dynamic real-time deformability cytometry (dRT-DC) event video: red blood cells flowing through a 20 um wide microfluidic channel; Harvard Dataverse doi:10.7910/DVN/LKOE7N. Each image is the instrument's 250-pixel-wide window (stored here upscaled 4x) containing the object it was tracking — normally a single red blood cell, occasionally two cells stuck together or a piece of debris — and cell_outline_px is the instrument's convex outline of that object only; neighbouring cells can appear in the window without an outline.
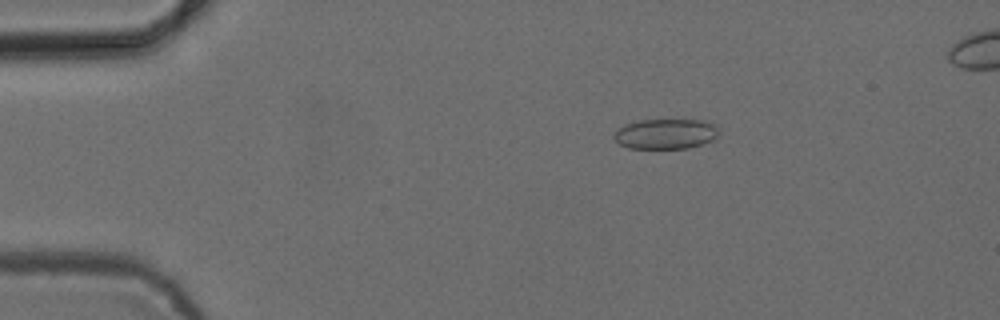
{"species": "common noctule bat (a hibernating species)", "species_latin": "Nyctalus noctula", "temperature_condition": "cold", "stored_images_in_passage": 53, "camera_frame_rate_fps": 3000, "um_per_image_px": 0.085, "animal": {"sex": "female", "body_mass_g": 24.6, "forearm_length_mm": 56.2}, "frame": {"image": 1, "passage_image": 10, "time_ms": 3.0, "image_size_px": [1000, 320], "cell_outline_px": [[720, 132], [712, 140], [688, 148], [628, 148], [620, 144], [612, 136], [612, 132], [624, 124], [640, 120], [704, 120], [716, 124], [720, 128]], "centroid_in_image_um": [56.58, 11.37], "position_along_channel_um": 28.4, "area_um2": 18.61}}
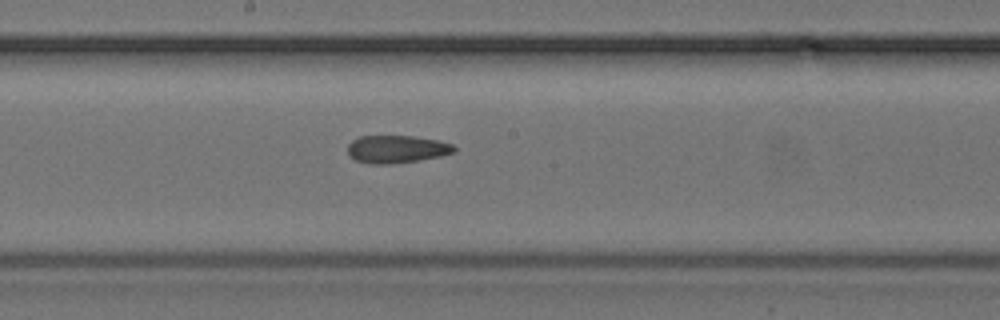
{"frame": {"image": 2, "passage_image": 29, "time_ms": 9.333, "image_size_px": [1000, 320], "cell_outline_px": [[456, 152], [440, 156], [420, 160], [392, 164], [368, 164], [356, 160], [348, 156], [348, 144], [352, 140], [360, 136], [412, 136], [440, 140], [452, 144], [456, 148]], "centroid_in_image_um": [33.71, 12.68], "position_along_channel_um": 214.5, "area_um2": 17.4}}
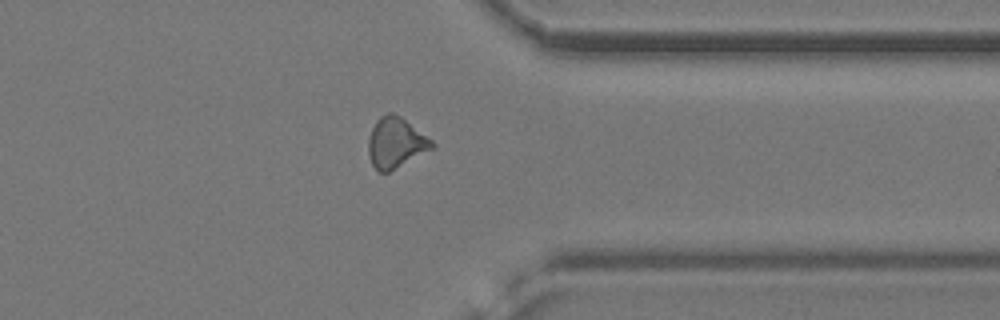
{"frame": {"image": 3, "passage_image": 42, "time_ms": 13.667, "image_size_px": [1000, 320], "cell_outline_px": [[436, 148], [388, 172], [380, 172], [372, 164], [368, 152], [368, 140], [372, 128], [376, 120], [380, 116], [388, 112], [392, 112], [400, 116], [432, 140], [436, 144]], "centroid_in_image_um": [33.66, 12.13], "position_along_channel_um": 377.7, "area_um2": 18.73}}